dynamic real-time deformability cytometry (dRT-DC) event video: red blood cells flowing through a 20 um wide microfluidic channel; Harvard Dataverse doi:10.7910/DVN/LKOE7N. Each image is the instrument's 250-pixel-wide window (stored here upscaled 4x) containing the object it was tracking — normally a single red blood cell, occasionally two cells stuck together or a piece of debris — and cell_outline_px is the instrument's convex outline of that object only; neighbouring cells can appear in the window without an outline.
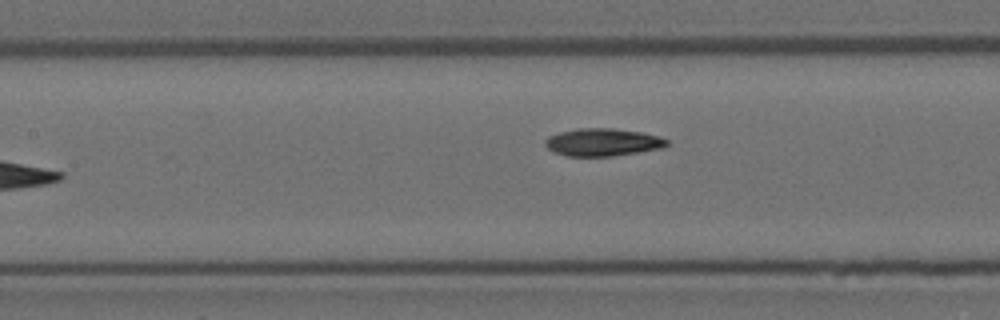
{"species": "Egyptian fruit bat (a non-hibernating species)", "species_latin": "Rousettus aegyptiacus", "temperature_condition": "room temperature", "stored_images_in_passage": 9, "camera_frame_rate_fps": 3000, "um_per_image_px": 0.085, "animal": {"sex": "female"}, "frame": {"image": 1, "passage_image": 9, "time_ms": 2.667, "image_size_px": [1000, 320], "cell_outline_px": [[668, 144], [664, 148], [612, 156], [568, 156], [556, 152], [548, 148], [544, 144], [544, 140], [548, 136], [560, 132], [580, 128], [612, 128], [640, 132], [660, 136], [668, 140]], "centroid_in_image_um": [51.25, 12.09], "position_along_channel_um": 156.2, "area_um2": 19.54}}